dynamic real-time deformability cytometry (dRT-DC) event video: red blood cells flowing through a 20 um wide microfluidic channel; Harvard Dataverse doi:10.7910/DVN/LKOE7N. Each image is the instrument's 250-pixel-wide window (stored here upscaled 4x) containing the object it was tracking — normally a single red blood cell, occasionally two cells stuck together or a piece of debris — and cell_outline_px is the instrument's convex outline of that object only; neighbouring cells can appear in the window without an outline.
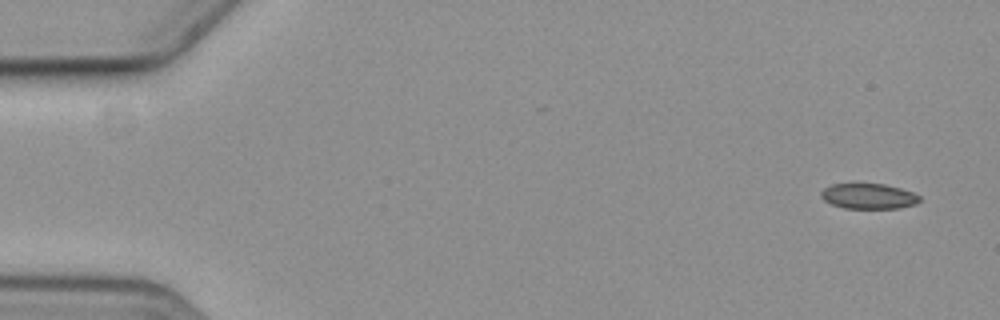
{"species": "common noctule bat (a hibernating species)", "species_latin": "Nyctalus noctula", "temperature_condition": "cold", "stored_images_in_passage": 6, "camera_frame_rate_fps": 3000, "um_per_image_px": 0.085, "animal": {"sex": "female", "body_mass_g": 19.3, "forearm_length_mm": 54.1}, "frame": {"image": 1, "passage_image": 1, "time_ms": 0.0, "image_size_px": [1000, 320], "cell_outline_px": [[920, 200], [916, 204], [896, 208], [844, 208], [832, 204], [824, 200], [820, 196], [820, 192], [824, 188], [832, 184], [884, 184], [900, 188], [912, 192], [920, 196]], "centroid_in_image_um": [73.81, 16.67], "position_along_channel_um": 11.2, "area_um2": 14.45}}
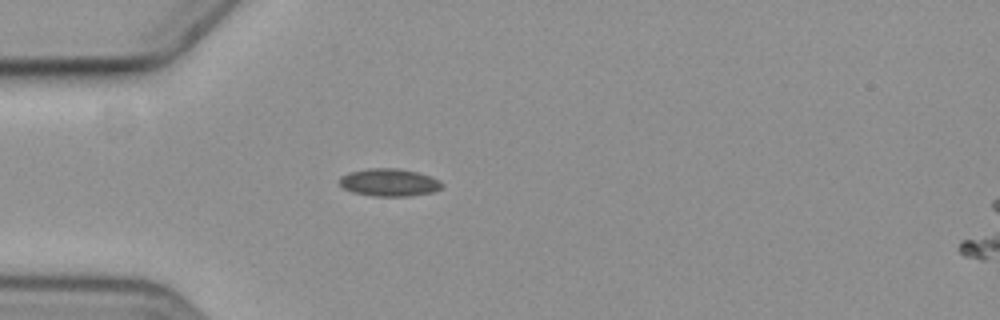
{"frame": {"image": 2, "passage_image": 5, "time_ms": 4.667, "image_size_px": [1000, 320], "cell_outline_px": [[444, 184], [440, 188], [432, 192], [408, 196], [372, 196], [352, 192], [344, 188], [340, 184], [340, 176], [348, 172], [368, 168], [396, 168], [416, 172], [440, 180]], "centroid_in_image_um": [33.05, 15.5], "position_along_channel_um": 51.9, "area_um2": 16.42}}